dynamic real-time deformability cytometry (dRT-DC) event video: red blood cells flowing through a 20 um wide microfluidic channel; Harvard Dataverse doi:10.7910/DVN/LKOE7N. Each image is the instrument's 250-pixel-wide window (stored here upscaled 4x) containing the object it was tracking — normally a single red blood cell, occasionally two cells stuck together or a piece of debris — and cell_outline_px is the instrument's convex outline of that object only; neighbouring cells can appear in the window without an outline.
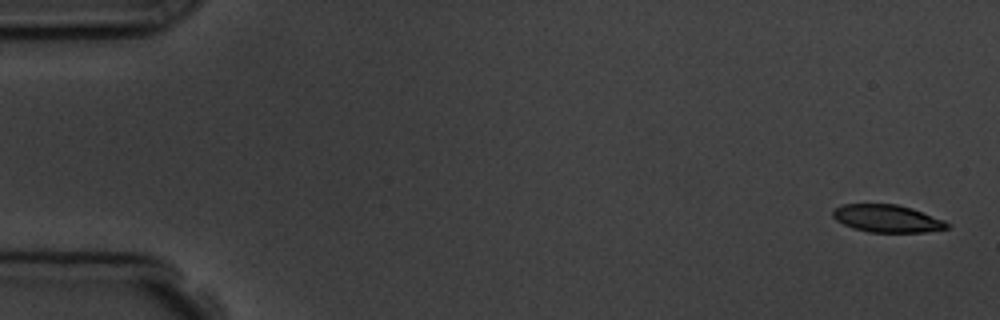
{"species": "common noctule bat (a hibernating species)", "species_latin": "Nyctalus noctula", "temperature_condition": "room temperature", "stored_images_in_passage": 5, "camera_frame_rate_fps": 3000, "um_per_image_px": 0.085, "animal": {"sex": "male", "body_mass_g": 19.5, "forearm_length_mm": 54.6}, "frame": {"image": 1, "passage_image": 1, "time_ms": 0.0, "image_size_px": [1000, 320], "cell_outline_px": [[952, 224], [948, 228], [924, 232], [868, 232], [852, 228], [836, 220], [832, 216], [832, 212], [836, 208], [844, 204], [896, 204], [912, 208], [944, 220]], "centroid_in_image_um": [75.42, 18.58], "position_along_channel_um": 9.6, "area_um2": 18.32}}
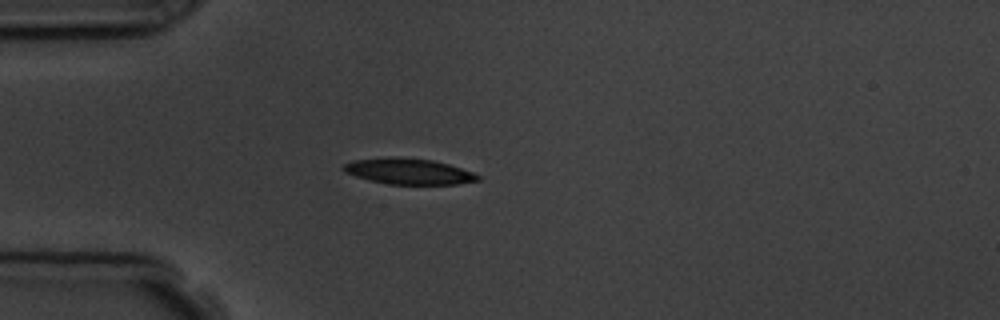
{"frame": {"image": 2, "passage_image": 4, "time_ms": 4.333, "image_size_px": [1000, 320], "cell_outline_px": [[480, 180], [456, 184], [388, 184], [356, 176], [344, 172], [340, 168], [344, 164], [352, 160], [392, 156], [432, 160], [448, 164], [472, 172], [480, 176]], "centroid_in_image_um": [34.7, 14.55], "position_along_channel_um": 50.3, "area_um2": 20.17}}